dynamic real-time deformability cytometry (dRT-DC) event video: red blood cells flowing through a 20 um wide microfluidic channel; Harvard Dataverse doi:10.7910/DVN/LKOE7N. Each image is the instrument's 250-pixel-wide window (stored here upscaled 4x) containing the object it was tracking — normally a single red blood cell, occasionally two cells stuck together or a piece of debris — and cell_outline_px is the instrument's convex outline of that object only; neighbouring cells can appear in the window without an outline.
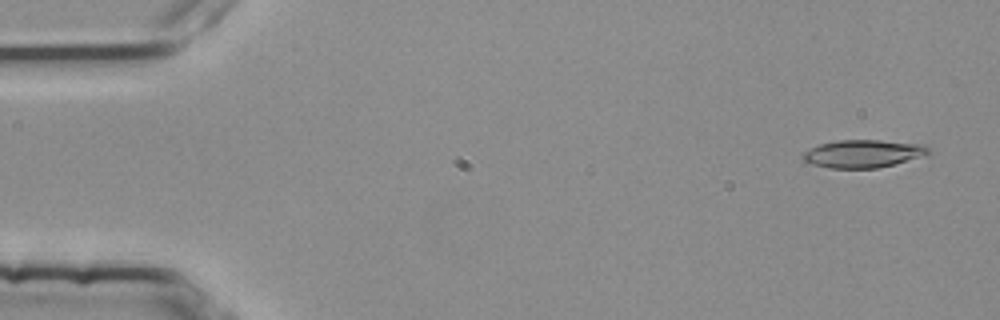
{"species": "common noctule bat (a hibernating species)", "species_latin": "Nyctalus noctula", "temperature_condition": "room temperature", "stored_images_in_passage": 54, "camera_frame_rate_fps": 3000, "um_per_image_px": 0.085, "animal": {"sex": "female", "body_mass_g": 25.1}, "frame": {"image": 1, "passage_image": 3, "time_ms": 0.667, "image_size_px": [1000, 320], "cell_outline_px": [[928, 152], [924, 156], [876, 168], [828, 168], [812, 164], [804, 160], [800, 156], [804, 152], [820, 144], [836, 140], [880, 140], [924, 144], [928, 148]], "centroid_in_image_um": [73.34, 13.06], "position_along_channel_um": 11.7, "area_um2": 20.17}}
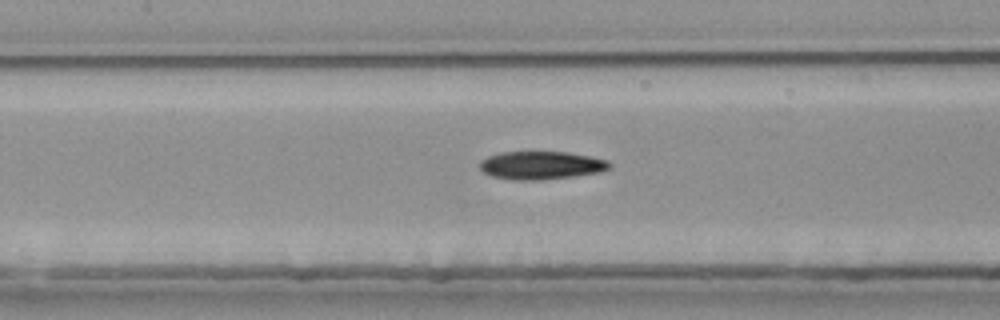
{"frame": {"image": 2, "passage_image": 25, "time_ms": 8.0, "image_size_px": [1000, 320], "cell_outline_px": [[612, 168], [600, 172], [576, 176], [540, 180], [516, 180], [492, 176], [484, 172], [480, 168], [480, 160], [488, 156], [500, 152], [568, 152], [608, 160], [612, 164]], "centroid_in_image_um": [46.03, 14.05], "position_along_channel_um": 161.4, "area_um2": 21.33}}
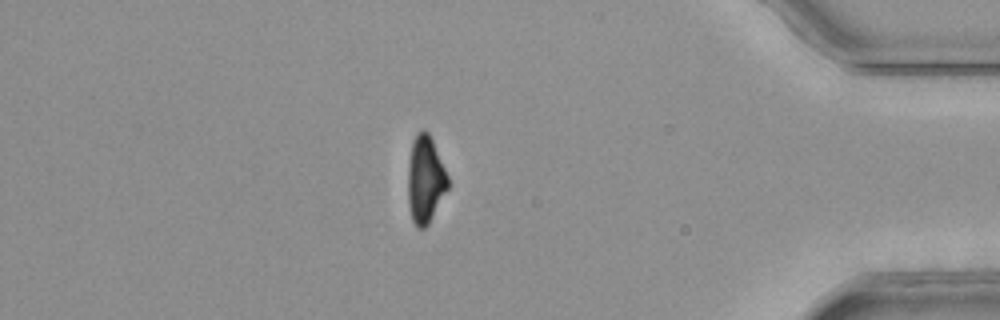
{"frame": {"image": 3, "passage_image": 47, "time_ms": 15.333, "image_size_px": [1000, 320], "cell_outline_px": [[448, 188], [428, 224], [424, 228], [416, 228], [412, 220], [408, 204], [408, 164], [412, 140], [416, 132], [420, 128], [424, 128], [428, 132], [432, 140], [448, 176]], "centroid_in_image_um": [36.12, 15.23], "position_along_channel_um": 399.1, "area_um2": 20.35}, "authors_computed_cell_mechanics": {"area_um2": 21.0681, "velocity_mm_per_s": 3.7852, "shape_relaxation_time_tau1_ms": null, "shape_relaxation_time_tau2_ms": 8.0632, "deformation_change_tau1": null, "deformation_change_tau2": 0.1854}}